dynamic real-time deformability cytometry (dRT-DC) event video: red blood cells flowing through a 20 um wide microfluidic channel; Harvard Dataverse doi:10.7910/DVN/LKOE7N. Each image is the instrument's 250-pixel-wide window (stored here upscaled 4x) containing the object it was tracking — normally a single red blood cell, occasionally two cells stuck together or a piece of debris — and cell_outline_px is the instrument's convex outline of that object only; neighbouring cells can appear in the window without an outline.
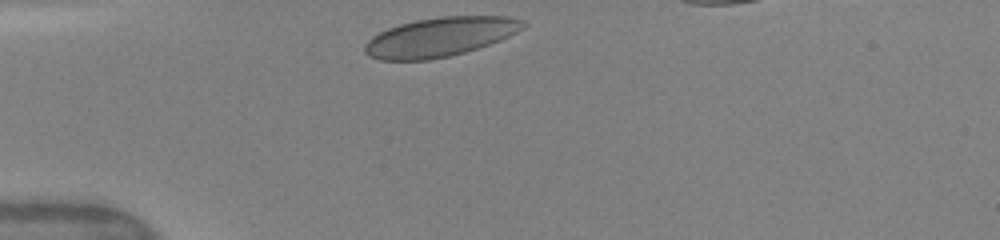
{"species": "human", "species_latin": "Homo sapiens", "temperature_condition": "warm", "stored_images_in_passage": 16, "camera_frame_rate_fps": 3000, "um_per_image_px": 0.085, "donor": {"sex": "female"}, "frame": {"image": 1, "passage_image": 1, "time_ms": 0.0, "image_size_px": [1000, 240], "cell_outline_px": [[528, 24], [524, 28], [500, 40], [464, 52], [448, 56], [428, 60], [380, 60], [368, 56], [364, 52], [364, 44], [372, 36], [388, 28], [400, 24], [416, 20], [440, 16], [508, 16], [524, 20]], "centroid_in_image_um": [37.39, 3.13], "position_along_channel_um": 47.6, "area_um2": 36.13}}
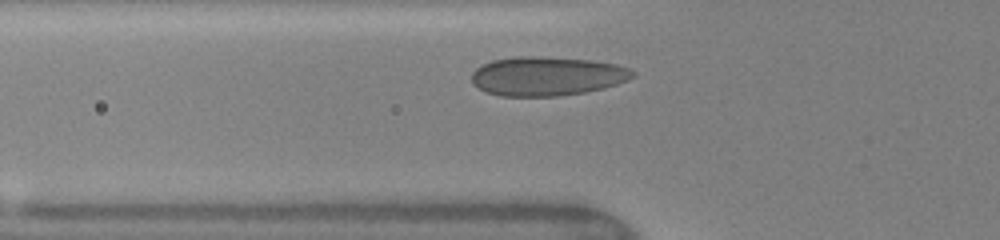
{"frame": {"image": 2, "passage_image": 7, "time_ms": 1.333, "image_size_px": [1000, 240], "cell_outline_px": [[636, 72], [628, 80], [604, 88], [584, 92], [560, 96], [500, 96], [488, 92], [472, 84], [472, 72], [480, 64], [492, 60], [516, 56], [540, 56], [592, 60], [616, 64], [628, 68]], "centroid_in_image_um": [46.47, 6.46], "position_along_channel_um": 79.3, "area_um2": 36.82}}